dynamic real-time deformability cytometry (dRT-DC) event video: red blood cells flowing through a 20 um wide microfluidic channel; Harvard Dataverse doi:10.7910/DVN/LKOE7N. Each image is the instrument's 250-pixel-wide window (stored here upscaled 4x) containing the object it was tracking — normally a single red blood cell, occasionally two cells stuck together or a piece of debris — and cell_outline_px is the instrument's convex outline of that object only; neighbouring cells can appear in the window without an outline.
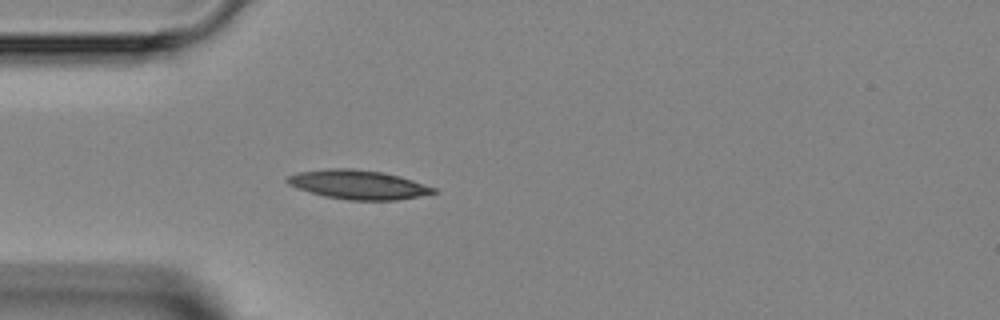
{"species": "Egyptian fruit bat (a non-hibernating species)", "species_latin": "Rousettus aegyptiacus", "temperature_condition": "room temperature", "stored_images_in_passage": 2, "camera_frame_rate_fps": 3000, "um_per_image_px": 0.085, "animal": {"sex": "female"}, "frame": {"image": 1, "passage_image": 2, "time_ms": 1.0, "image_size_px": [1000, 320], "cell_outline_px": [[440, 192], [420, 196], [396, 200], [348, 200], [324, 196], [288, 184], [284, 180], [288, 176], [300, 172], [332, 168], [352, 168], [384, 172], [400, 176], [436, 188]], "centroid_in_image_um": [30.5, 15.69], "position_along_channel_um": 54.5, "area_um2": 24.68}}